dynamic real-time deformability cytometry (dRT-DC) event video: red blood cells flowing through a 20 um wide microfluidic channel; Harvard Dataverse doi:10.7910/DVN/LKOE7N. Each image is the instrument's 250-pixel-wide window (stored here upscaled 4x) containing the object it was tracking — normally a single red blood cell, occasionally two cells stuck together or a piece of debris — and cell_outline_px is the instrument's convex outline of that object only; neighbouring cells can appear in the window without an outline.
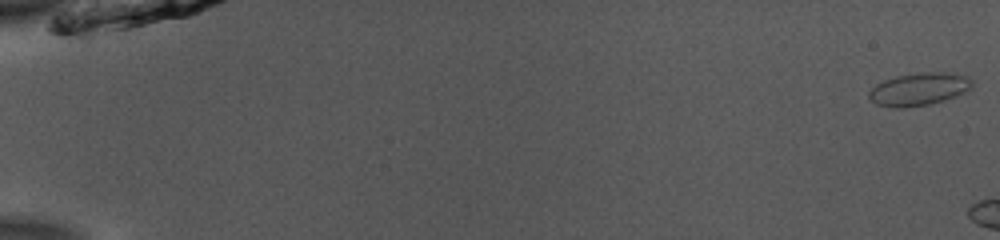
{"species": "common noctule bat (a hibernating species)", "species_latin": "Nyctalus noctula", "temperature_condition": "room temperature", "stored_images_in_passage": 7, "camera_frame_rate_fps": 3000, "um_per_image_px": 0.085, "animal": {"sex": "male", "body_mass_g": 13.0, "forearm_length_mm": 53.1}, "frame": {"image": 1, "passage_image": 1, "time_ms": 0.0, "image_size_px": [1000, 240], "cell_outline_px": [[972, 88], [944, 100], [928, 104], [900, 108], [896, 108], [876, 104], [868, 96], [868, 92], [876, 84], [884, 80], [896, 76], [924, 72], [948, 72], [968, 76], [972, 80]], "centroid_in_image_um": [78.1, 7.56], "position_along_channel_um": 6.9, "area_um2": 19.48}}